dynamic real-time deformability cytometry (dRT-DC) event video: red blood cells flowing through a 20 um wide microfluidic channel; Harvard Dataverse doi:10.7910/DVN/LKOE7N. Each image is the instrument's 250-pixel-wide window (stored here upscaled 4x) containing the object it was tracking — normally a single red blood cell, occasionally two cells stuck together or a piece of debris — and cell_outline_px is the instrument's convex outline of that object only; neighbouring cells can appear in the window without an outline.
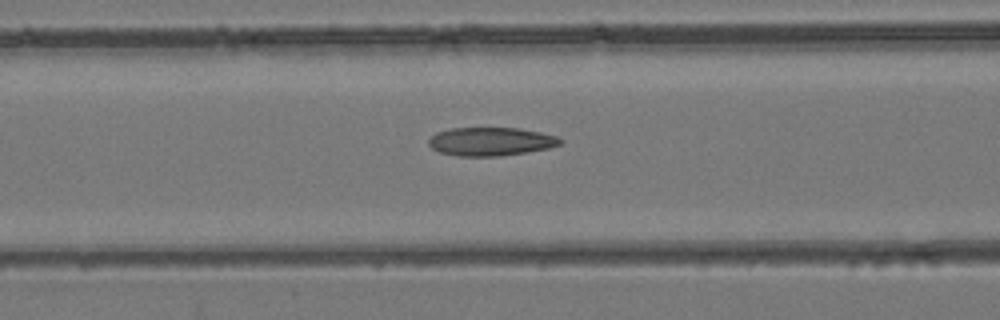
{"species": "common noctule bat (a hibernating species)", "species_latin": "Nyctalus noctula", "temperature_condition": "room temperature", "stored_images_in_passage": 40, "camera_frame_rate_fps": 3000, "um_per_image_px": 0.085, "animal": {"sex": "female", "body_mass_g": 24.6, "forearm_length_mm": 56.2}, "frame": {"image": 1, "passage_image": 13, "time_ms": 4.0, "image_size_px": [1000, 320], "cell_outline_px": [[564, 140], [560, 144], [548, 148], [500, 156], [456, 156], [440, 152], [432, 148], [428, 144], [428, 140], [436, 132], [448, 128], [520, 128], [540, 132], [556, 136]], "centroid_in_image_um": [41.69, 12.02], "position_along_channel_um": 124.9, "area_um2": 21.79}}
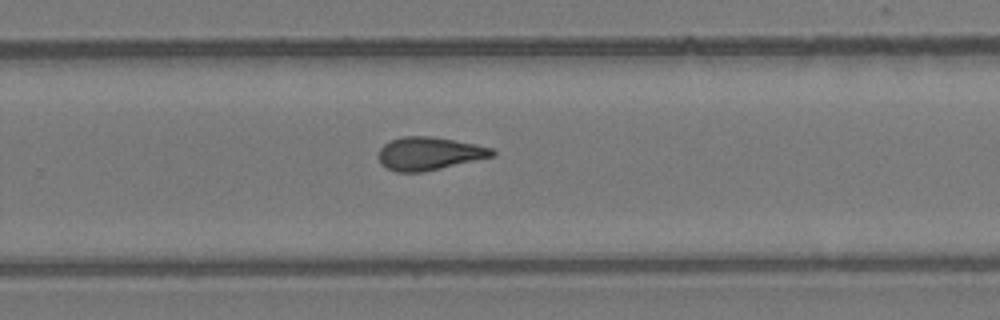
{"frame": {"image": 2, "passage_image": 24, "time_ms": 7.667, "image_size_px": [1000, 320], "cell_outline_px": [[496, 156], [424, 172], [396, 172], [380, 164], [380, 148], [384, 144], [392, 140], [404, 136], [428, 136], [476, 144], [492, 148], [496, 152]], "centroid_in_image_um": [36.52, 13.06], "position_along_channel_um": 293.3, "area_um2": 21.79}}
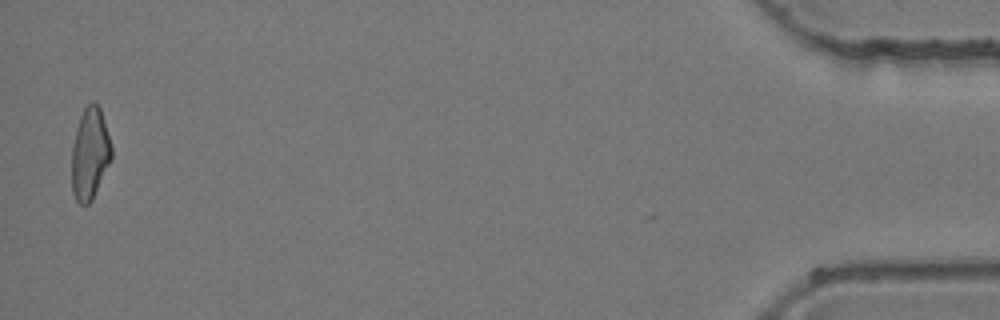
{"frame": {"image": 3, "passage_image": 39, "time_ms": 12.667, "image_size_px": [1000, 320], "cell_outline_px": [[112, 160], [92, 200], [88, 204], [80, 204], [76, 200], [72, 192], [72, 148], [76, 128], [80, 116], [84, 108], [92, 100], [100, 108], [104, 120], [112, 148]], "centroid_in_image_um": [7.65, 13.08], "position_along_channel_um": 427.6, "area_um2": 21.33}}